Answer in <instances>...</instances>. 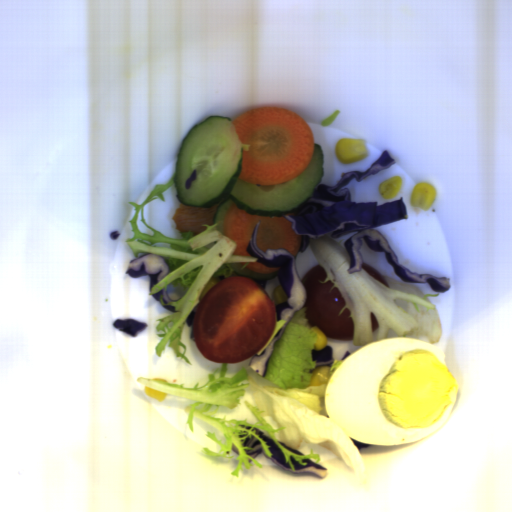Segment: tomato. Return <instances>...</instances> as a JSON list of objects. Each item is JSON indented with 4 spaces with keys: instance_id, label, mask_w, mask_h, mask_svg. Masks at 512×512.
<instances>
[{
    "instance_id": "obj_2",
    "label": "tomato",
    "mask_w": 512,
    "mask_h": 512,
    "mask_svg": "<svg viewBox=\"0 0 512 512\" xmlns=\"http://www.w3.org/2000/svg\"><path fill=\"white\" fill-rule=\"evenodd\" d=\"M328 275L325 267L320 264L309 269L300 280L306 291L305 312L310 328L319 327L330 339L337 341H354V321L350 318L351 311L345 308L343 296L333 281H326Z\"/></svg>"
},
{
    "instance_id": "obj_3",
    "label": "tomato",
    "mask_w": 512,
    "mask_h": 512,
    "mask_svg": "<svg viewBox=\"0 0 512 512\" xmlns=\"http://www.w3.org/2000/svg\"><path fill=\"white\" fill-rule=\"evenodd\" d=\"M361 267L365 271H367L372 277H374L376 280H378L379 282H381L382 284L389 288V284L385 278V275L381 271H379L378 269L364 261H362Z\"/></svg>"
},
{
    "instance_id": "obj_4",
    "label": "tomato",
    "mask_w": 512,
    "mask_h": 512,
    "mask_svg": "<svg viewBox=\"0 0 512 512\" xmlns=\"http://www.w3.org/2000/svg\"><path fill=\"white\" fill-rule=\"evenodd\" d=\"M370 322H371V328L372 332L379 329L377 318L373 311H370Z\"/></svg>"
},
{
    "instance_id": "obj_1",
    "label": "tomato",
    "mask_w": 512,
    "mask_h": 512,
    "mask_svg": "<svg viewBox=\"0 0 512 512\" xmlns=\"http://www.w3.org/2000/svg\"><path fill=\"white\" fill-rule=\"evenodd\" d=\"M276 320V305L258 283L229 276L203 295L193 318V336L207 360L238 363L269 341Z\"/></svg>"
}]
</instances>
